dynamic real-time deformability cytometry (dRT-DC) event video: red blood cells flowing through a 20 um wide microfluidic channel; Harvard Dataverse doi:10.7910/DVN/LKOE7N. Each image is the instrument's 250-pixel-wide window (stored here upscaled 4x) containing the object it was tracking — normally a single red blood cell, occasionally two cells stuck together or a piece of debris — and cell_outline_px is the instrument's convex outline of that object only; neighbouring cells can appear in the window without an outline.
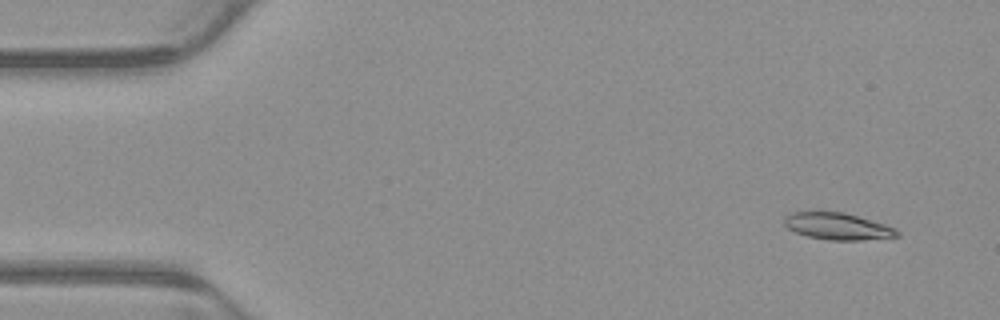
{"species": "common noctule bat (a hibernating species)", "species_latin": "Nyctalus noctula", "temperature_condition": "warm", "stored_images_in_passage": 5, "camera_frame_rate_fps": 3000, "um_per_image_px": 0.085, "animal": {"sex": "male", "body_mass_g": 23.1, "forearm_length_mm": 52.7}, "frame": {"image": 1, "passage_image": 1, "time_ms": 0.0, "image_size_px": [1000, 320], "cell_outline_px": [[900, 236], [864, 240], [828, 240], [808, 236], [796, 232], [788, 228], [784, 224], [784, 216], [792, 212], [820, 208], [844, 212], [884, 224], [896, 228], [900, 232]], "centroid_in_image_um": [71.14, 19.18], "position_along_channel_um": 13.9, "area_um2": 18.32}}